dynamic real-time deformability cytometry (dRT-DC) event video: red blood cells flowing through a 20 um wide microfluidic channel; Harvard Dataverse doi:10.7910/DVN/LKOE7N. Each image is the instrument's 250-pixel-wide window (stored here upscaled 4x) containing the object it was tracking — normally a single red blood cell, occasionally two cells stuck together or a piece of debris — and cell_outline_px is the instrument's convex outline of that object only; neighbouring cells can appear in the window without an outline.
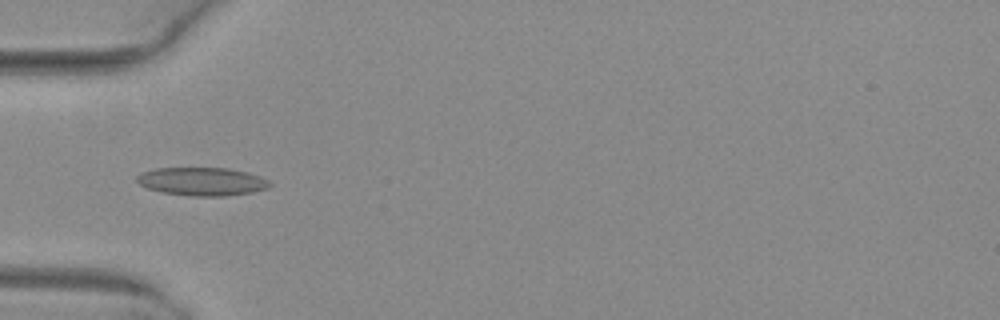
{"species": "common noctule bat (a hibernating species)", "species_latin": "Nyctalus noctula", "temperature_condition": "warm", "stored_images_in_passage": 3, "camera_frame_rate_fps": 3000, "um_per_image_px": 0.085, "animal": {"sex": "female", "body_mass_g": 29.2, "forearm_length_mm": 56.3}, "frame": {"image": 1, "passage_image": 3, "time_ms": 0.667, "image_size_px": [1000, 320], "cell_outline_px": [[272, 184], [268, 188], [252, 192], [224, 196], [188, 196], [160, 192], [148, 188], [140, 184], [136, 180], [136, 176], [140, 172], [156, 168], [228, 168], [248, 172], [260, 176], [268, 180]], "centroid_in_image_um": [17.16, 15.42], "position_along_channel_um": 67.8, "area_um2": 22.02}}